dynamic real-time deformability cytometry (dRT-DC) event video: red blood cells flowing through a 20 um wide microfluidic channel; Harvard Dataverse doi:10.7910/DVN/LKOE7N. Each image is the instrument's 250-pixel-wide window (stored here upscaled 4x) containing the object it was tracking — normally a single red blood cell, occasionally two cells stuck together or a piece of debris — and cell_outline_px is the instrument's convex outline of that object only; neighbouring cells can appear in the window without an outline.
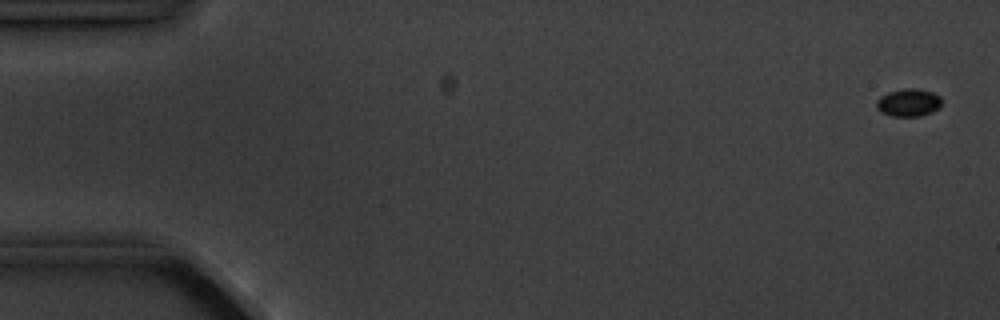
{"species": "common noctule bat (a hibernating species)", "species_latin": "Nyctalus noctula", "temperature_condition": "cold", "stored_images_in_passage": 5, "camera_frame_rate_fps": 3000, "um_per_image_px": 0.085, "animal": {"sex": "male", "body_mass_g": 20.1, "forearm_length_mm": 53.5}, "frame": {"image": 1, "passage_image": 1, "time_ms": 0.0, "image_size_px": [1000, 320], "cell_outline_px": [[940, 104], [932, 112], [920, 116], [892, 116], [880, 112], [876, 108], [876, 100], [880, 96], [888, 92], [904, 88], [920, 88], [932, 92], [940, 96]], "centroid_in_image_um": [77.18, 8.71], "position_along_channel_um": 7.8, "area_um2": 10.58}}